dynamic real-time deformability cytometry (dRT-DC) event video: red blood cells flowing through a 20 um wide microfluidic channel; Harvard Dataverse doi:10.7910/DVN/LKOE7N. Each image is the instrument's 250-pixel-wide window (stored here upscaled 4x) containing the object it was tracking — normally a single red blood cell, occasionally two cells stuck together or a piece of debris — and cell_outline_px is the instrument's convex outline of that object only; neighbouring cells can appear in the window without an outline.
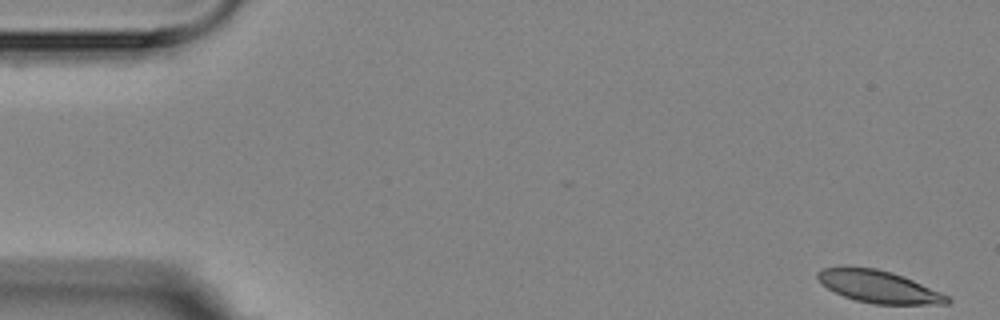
{"species": "Egyptian fruit bat (a non-hibernating species)", "species_latin": "Rousettus aegyptiacus", "temperature_condition": "room temperature", "stored_images_in_passage": 4, "camera_frame_rate_fps": 3000, "um_per_image_px": 0.085, "animal": {"sex": "female"}, "frame": {"image": 1, "passage_image": 1, "time_ms": 0.0, "image_size_px": [1000, 320], "cell_outline_px": [[952, 300], [948, 304], [872, 304], [856, 300], [844, 296], [828, 288], [816, 276], [816, 272], [824, 268], [840, 264], [844, 264], [876, 268], [892, 272], [912, 280], [940, 292], [948, 296]], "centroid_in_image_um": [74.64, 24.33], "position_along_channel_um": 10.4, "area_um2": 24.57}}